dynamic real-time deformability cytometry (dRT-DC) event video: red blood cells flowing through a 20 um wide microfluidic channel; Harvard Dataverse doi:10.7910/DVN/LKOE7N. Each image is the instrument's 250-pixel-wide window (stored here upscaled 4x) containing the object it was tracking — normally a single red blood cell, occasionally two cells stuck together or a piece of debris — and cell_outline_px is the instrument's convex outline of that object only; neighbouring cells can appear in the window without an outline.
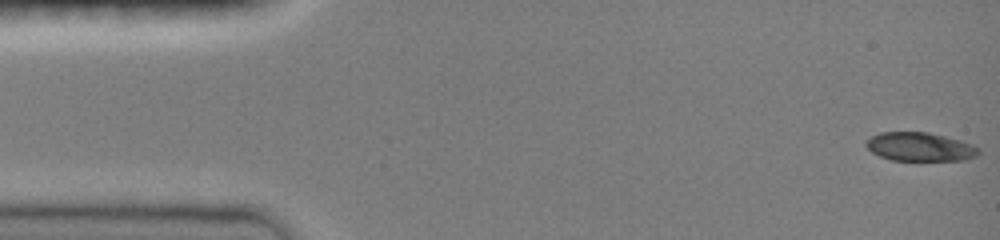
{"species": "common noctule bat (a hibernating species)", "species_latin": "Nyctalus noctula", "temperature_condition": "room temperature", "stored_images_in_passage": 47, "camera_frame_rate_fps": 3000, "um_per_image_px": 0.085, "animal": {"sex": "female", "body_mass_g": 19.0, "forearm_length_mm": 51.5}, "frame": {"image": 1, "passage_image": 1, "time_ms": 0.0, "image_size_px": [1000, 240], "cell_outline_px": [[980, 152], [976, 156], [964, 160], [892, 160], [880, 156], [872, 152], [864, 144], [872, 136], [880, 132], [928, 132], [960, 140], [972, 144], [980, 148]], "centroid_in_image_um": [78.21, 12.48], "position_along_channel_um": 6.8, "area_um2": 18.73}}
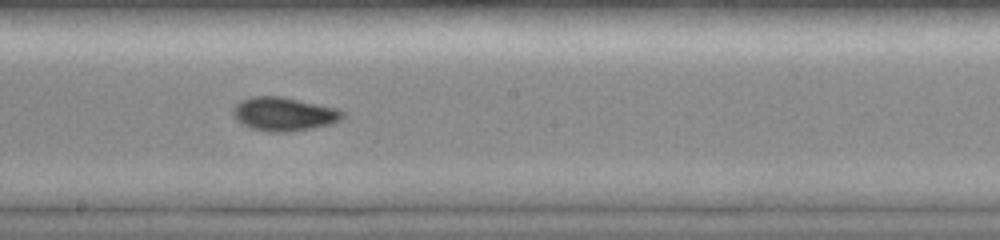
{"frame": {"image": 2, "passage_image": 26, "time_ms": 8.333, "image_size_px": [1000, 240], "cell_outline_px": [[344, 116], [340, 120], [332, 124], [312, 128], [288, 132], [272, 132], [252, 128], [236, 120], [232, 112], [232, 108], [240, 100], [252, 96], [284, 96], [340, 108], [344, 112]], "centroid_in_image_um": [24.16, 9.67], "position_along_channel_um": 224.0, "area_um2": 21.79}}
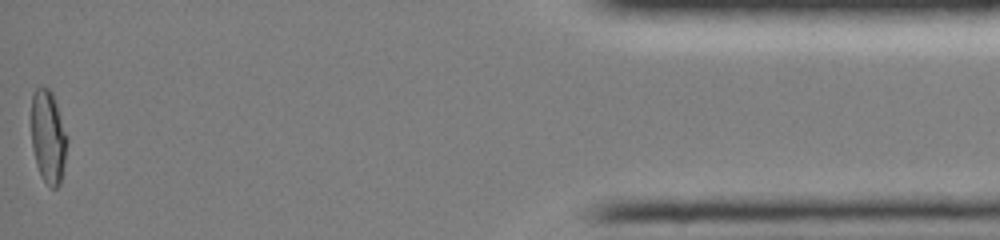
{"frame": {"image": 3, "passage_image": 47, "time_ms": 15.333, "image_size_px": [1000, 240], "cell_outline_px": [[68, 140], [64, 164], [60, 184], [56, 188], [52, 188], [40, 176], [36, 164], [32, 148], [32, 92], [36, 88], [48, 88], [52, 92], [68, 136]], "centroid_in_image_um": [4.1, 11.64], "position_along_channel_um": 431.1, "area_um2": 19.42}}